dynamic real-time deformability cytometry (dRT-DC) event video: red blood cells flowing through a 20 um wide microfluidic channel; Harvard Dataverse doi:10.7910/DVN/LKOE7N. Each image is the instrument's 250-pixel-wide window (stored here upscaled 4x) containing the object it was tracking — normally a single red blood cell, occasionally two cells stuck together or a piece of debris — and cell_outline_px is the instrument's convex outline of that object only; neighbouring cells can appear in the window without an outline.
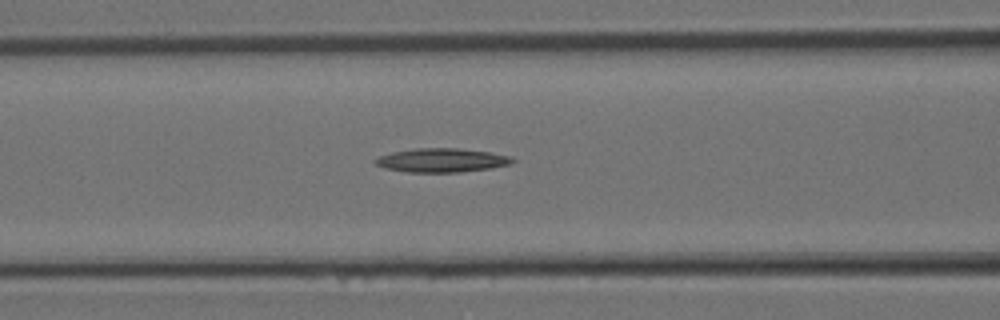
{"species": "Egyptian fruit bat (a non-hibernating species)", "species_latin": "Rousettus aegyptiacus", "temperature_condition": "room temperature", "stored_images_in_passage": 16, "camera_frame_rate_fps": 3000, "um_per_image_px": 0.085, "animal": {"sex": "female"}, "frame": {"image": 1, "passage_image": 12, "time_ms": 3.667, "image_size_px": [1000, 320], "cell_outline_px": [[516, 160], [512, 164], [492, 168], [460, 172], [408, 172], [384, 168], [376, 164], [372, 160], [380, 156], [392, 152], [416, 148], [456, 148], [488, 152], [512, 156]], "centroid_in_image_um": [37.57, 13.62], "position_along_channel_um": 129.0, "area_um2": 19.13}}
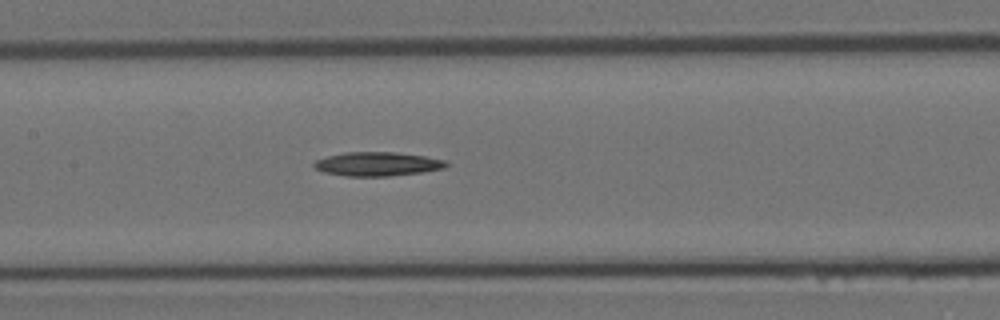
{"frame": {"image": 2, "passage_image": 14, "time_ms": 4.333, "image_size_px": [1000, 320], "cell_outline_px": [[448, 164], [444, 168], [420, 172], [388, 176], [348, 176], [324, 172], [316, 168], [312, 164], [316, 160], [328, 156], [344, 152], [396, 152], [424, 156], [448, 160]], "centroid_in_image_um": [32.09, 13.93], "position_along_channel_um": 175.3, "area_um2": 18.32}}
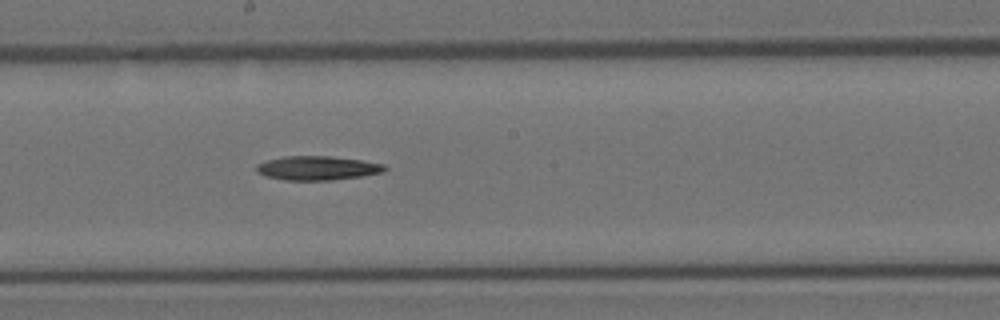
{"frame": {"image": 3, "passage_image": 16, "time_ms": 5.0, "image_size_px": [1000, 320], "cell_outline_px": [[388, 168], [384, 172], [360, 176], [332, 180], [284, 180], [264, 176], [256, 172], [256, 164], [264, 160], [284, 156], [328, 156], [360, 160], [384, 164]], "centroid_in_image_um": [26.92, 14.28], "position_along_channel_um": 221.3, "area_um2": 18.09}}